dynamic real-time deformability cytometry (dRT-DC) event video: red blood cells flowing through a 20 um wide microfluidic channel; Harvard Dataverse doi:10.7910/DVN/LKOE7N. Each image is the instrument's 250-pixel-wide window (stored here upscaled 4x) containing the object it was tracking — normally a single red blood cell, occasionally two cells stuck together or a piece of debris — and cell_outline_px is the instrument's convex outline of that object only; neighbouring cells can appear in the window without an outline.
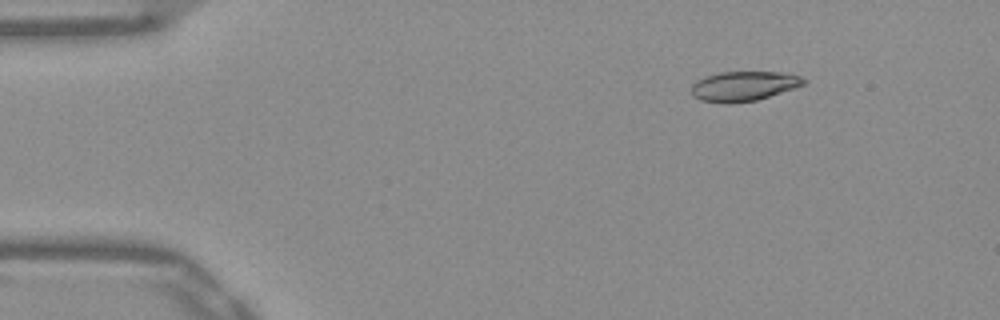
{"species": "Egyptian fruit bat (a non-hibernating species)", "species_latin": "Rousettus aegyptiacus", "temperature_condition": "warm", "stored_images_in_passage": 47, "camera_frame_rate_fps": 3000, "um_per_image_px": 0.085, "frame": {"image": 1, "passage_image": 2, "time_ms": 0.333, "image_size_px": [1000, 320], "cell_outline_px": [[808, 80], [804, 84], [756, 100], [732, 104], [724, 104], [700, 100], [692, 96], [692, 84], [696, 80], [720, 72], [780, 72], [800, 76]], "centroid_in_image_um": [63.17, 7.33], "position_along_channel_um": 21.8, "area_um2": 19.36}}
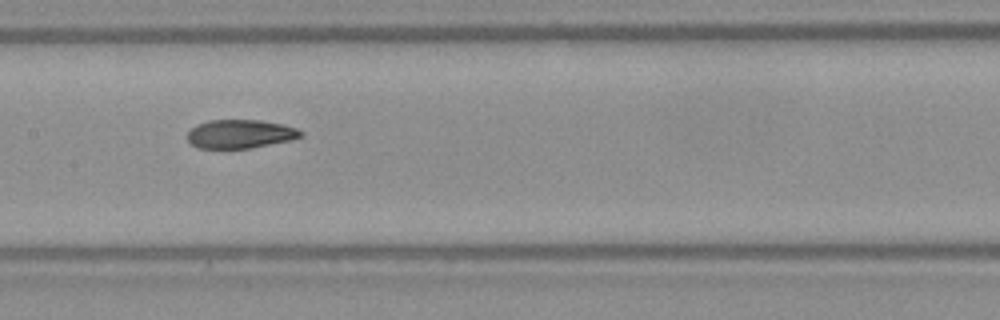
{"frame": {"image": 2, "passage_image": 21, "time_ms": 6.667, "image_size_px": [1000, 320], "cell_outline_px": [[304, 132], [300, 136], [292, 140], [248, 148], [196, 148], [188, 144], [188, 132], [196, 124], [208, 120], [260, 120], [284, 124], [296, 128]], "centroid_in_image_um": [20.39, 11.38], "position_along_channel_um": 187.0, "area_um2": 19.02}}
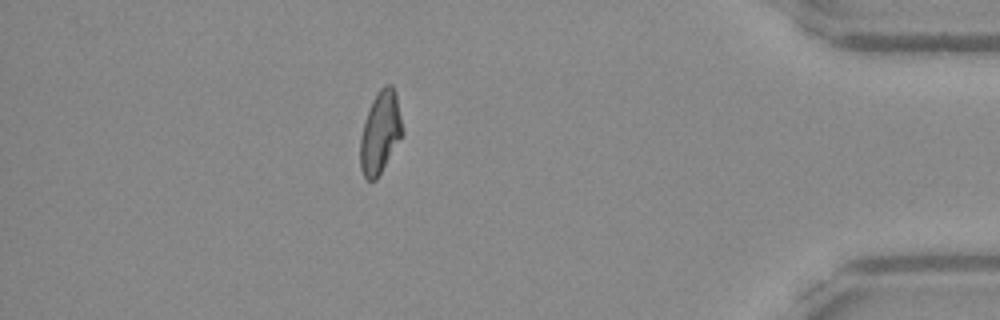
{"frame": {"image": 3, "passage_image": 41, "time_ms": 13.333, "image_size_px": [1000, 320], "cell_outline_px": [[404, 132], [376, 180], [368, 180], [364, 176], [360, 168], [360, 136], [372, 100], [380, 88], [384, 84], [392, 84], [396, 92]], "centroid_in_image_um": [32.33, 11.23], "position_along_channel_um": 402.9, "area_um2": 20.06}, "authors_computed_cell_mechanics": {"area_um2": 19.8254, "velocity_mm_per_s": 3.8882, "shape_relaxation_time_tau1_ms": null, "shape_relaxation_time_tau2_ms": 2.2207, "deformation_change_tau1": null, "deformation_change_tau2": 0.0765}}